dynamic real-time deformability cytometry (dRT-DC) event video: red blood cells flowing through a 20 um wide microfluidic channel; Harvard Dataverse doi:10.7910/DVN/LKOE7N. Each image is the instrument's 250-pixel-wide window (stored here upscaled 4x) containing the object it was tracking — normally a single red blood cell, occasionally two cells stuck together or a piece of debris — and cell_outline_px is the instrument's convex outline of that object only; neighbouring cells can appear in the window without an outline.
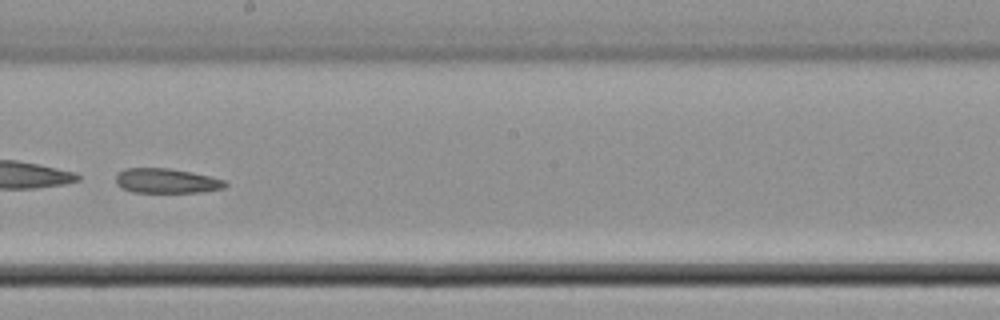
{"species": "common noctule bat (a hibernating species)", "species_latin": "Nyctalus noctula", "temperature_condition": "cold", "stored_images_in_passage": 46, "camera_frame_rate_fps": 3000, "um_per_image_px": 0.085, "animal": {"sex": "male", "body_mass_g": 21.5, "forearm_length_mm": 52.0}, "frame": {"image": 1, "passage_image": 27, "time_ms": 8.667, "image_size_px": [1000, 320], "cell_outline_px": [[228, 184], [224, 188], [200, 192], [132, 192], [120, 188], [116, 184], [116, 172], [124, 168], [168, 168], [192, 172], [224, 180]], "centroid_in_image_um": [14.09, 15.37], "position_along_channel_um": 234.1, "area_um2": 15.84}}